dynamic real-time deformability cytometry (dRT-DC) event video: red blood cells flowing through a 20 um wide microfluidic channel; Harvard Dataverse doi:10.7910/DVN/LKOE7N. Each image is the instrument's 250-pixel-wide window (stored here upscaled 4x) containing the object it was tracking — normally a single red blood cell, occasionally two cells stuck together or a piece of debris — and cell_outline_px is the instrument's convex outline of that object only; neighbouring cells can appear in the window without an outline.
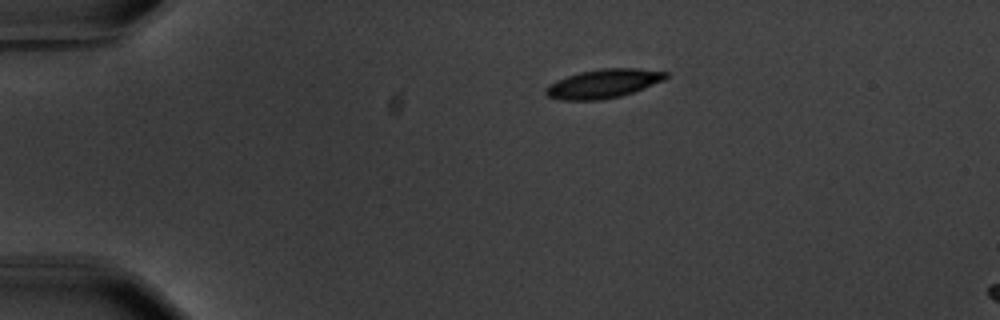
{"species": "common noctule bat (a hibernating species)", "species_latin": "Nyctalus noctula", "temperature_condition": "warm", "stored_images_in_passage": 4, "camera_frame_rate_fps": 3000, "um_per_image_px": 0.085, "animal": {"sex": "male", "body_mass_g": 20.1, "forearm_length_mm": 53.5}, "frame": {"image": 1, "passage_image": 1, "time_ms": 0.0, "image_size_px": [1000, 320], "cell_outline_px": [[668, 76], [664, 80], [632, 92], [620, 96], [600, 100], [560, 100], [548, 96], [544, 92], [544, 88], [548, 84], [556, 80], [580, 72], [600, 68], [640, 68], [668, 72]], "centroid_in_image_um": [51.26, 7.1], "position_along_channel_um": 33.7, "area_um2": 20.23}}